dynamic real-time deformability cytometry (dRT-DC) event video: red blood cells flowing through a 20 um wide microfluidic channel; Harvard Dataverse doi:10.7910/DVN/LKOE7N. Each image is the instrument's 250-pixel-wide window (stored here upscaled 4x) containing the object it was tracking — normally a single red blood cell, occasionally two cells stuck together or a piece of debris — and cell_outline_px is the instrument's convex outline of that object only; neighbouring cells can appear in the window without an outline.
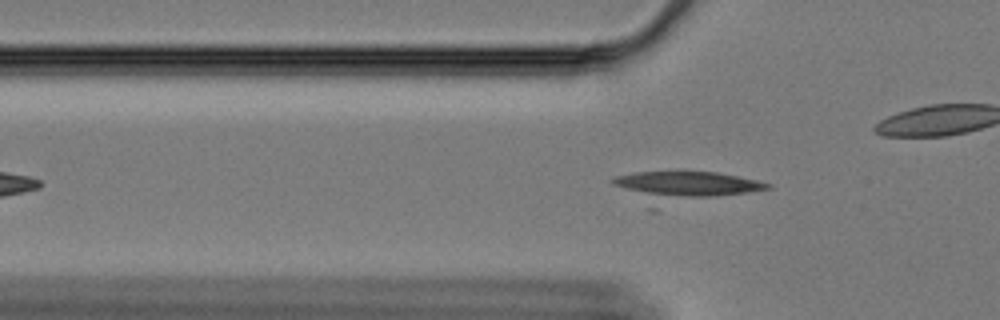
{"species": "Egyptian fruit bat (a non-hibernating species)", "species_latin": "Rousettus aegyptiacus", "temperature_condition": "cold", "stored_images_in_passage": 46, "camera_frame_rate_fps": 3000, "um_per_image_px": 0.085, "animal": {"sex": "female"}, "frame": {"image": 1, "passage_image": 10, "time_ms": 3.0, "image_size_px": [1000, 320], "cell_outline_px": [[772, 188], [656, 212], [648, 212], [612, 184], [608, 180], [612, 176], [636, 172], [716, 172], [756, 180], [772, 184]], "centroid_in_image_um": [57.98, 15.99], "position_along_channel_um": 67.8, "area_um2": 30.0}}
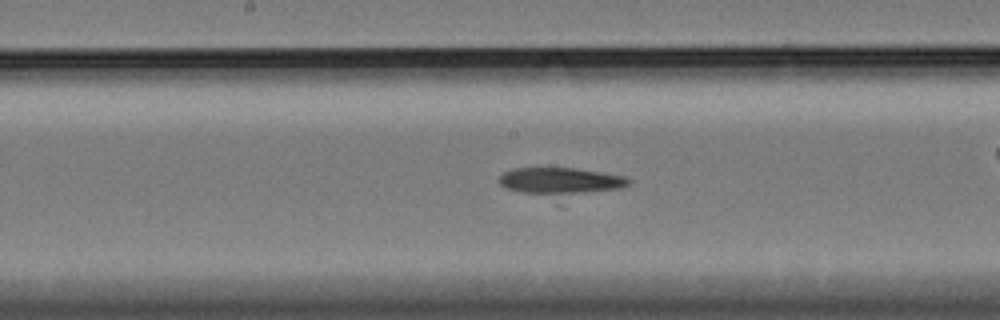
{"frame": {"image": 2, "passage_image": 22, "time_ms": 7.0, "image_size_px": [1000, 320], "cell_outline_px": [[632, 184], [560, 208], [504, 188], [496, 180], [504, 172], [516, 168], [576, 168], [628, 176], [632, 180]], "centroid_in_image_um": [47.71, 15.65], "position_along_channel_um": 200.5, "area_um2": 25.2}}
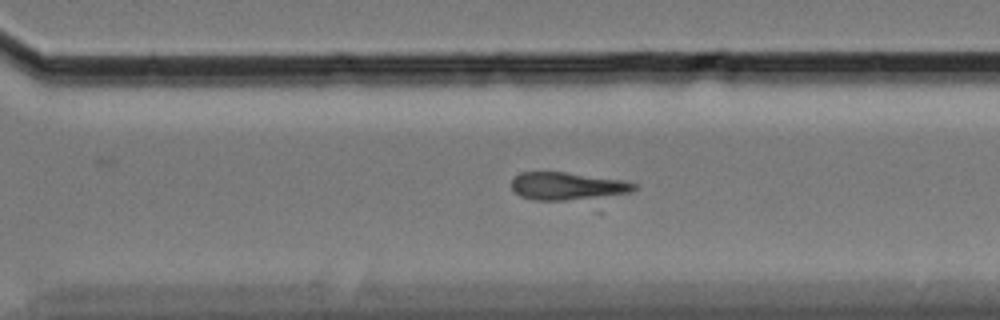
{"frame": {"image": 3, "passage_image": 33, "time_ms": 10.667, "image_size_px": [1000, 320], "cell_outline_px": [[636, 188], [632, 192], [592, 200], [536, 200], [520, 196], [512, 188], [512, 180], [520, 172], [568, 172], [624, 180], [636, 184]], "centroid_in_image_um": [48.3, 15.83], "position_along_channel_um": 322.3, "area_um2": 20.23}}